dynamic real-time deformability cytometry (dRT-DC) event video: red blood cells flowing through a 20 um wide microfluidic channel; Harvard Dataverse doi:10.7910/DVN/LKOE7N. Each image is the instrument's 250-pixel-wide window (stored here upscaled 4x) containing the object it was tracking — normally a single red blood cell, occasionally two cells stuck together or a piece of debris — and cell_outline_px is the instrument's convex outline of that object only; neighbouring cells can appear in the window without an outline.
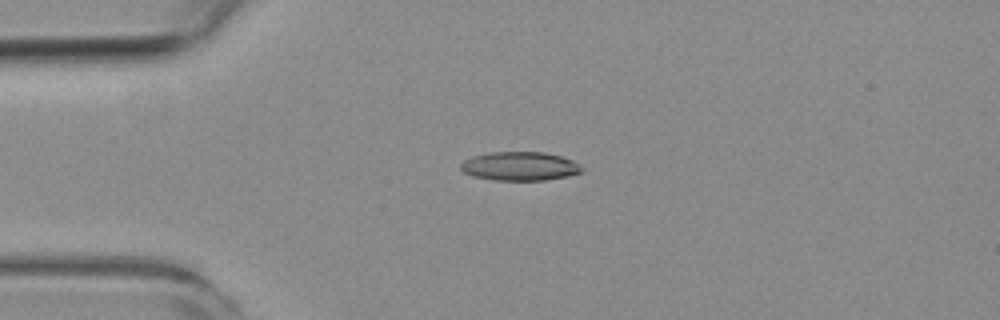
{"species": "common noctule bat (a hibernating species)", "species_latin": "Nyctalus noctula", "temperature_condition": "room temperature", "stored_images_in_passage": 4, "camera_frame_rate_fps": 3000, "um_per_image_px": 0.085, "animal": {"sex": "female", "body_mass_g": 19.3, "forearm_length_mm": 54.1}, "frame": {"image": 1, "passage_image": 3, "time_ms": 2.333, "image_size_px": [1000, 320], "cell_outline_px": [[584, 172], [568, 176], [544, 180], [496, 180], [472, 176], [464, 172], [460, 168], [460, 164], [464, 160], [472, 156], [488, 152], [544, 152], [560, 156], [572, 160], [584, 168]], "centroid_in_image_um": [44.19, 14.12], "position_along_channel_um": 40.8, "area_um2": 20.4}}